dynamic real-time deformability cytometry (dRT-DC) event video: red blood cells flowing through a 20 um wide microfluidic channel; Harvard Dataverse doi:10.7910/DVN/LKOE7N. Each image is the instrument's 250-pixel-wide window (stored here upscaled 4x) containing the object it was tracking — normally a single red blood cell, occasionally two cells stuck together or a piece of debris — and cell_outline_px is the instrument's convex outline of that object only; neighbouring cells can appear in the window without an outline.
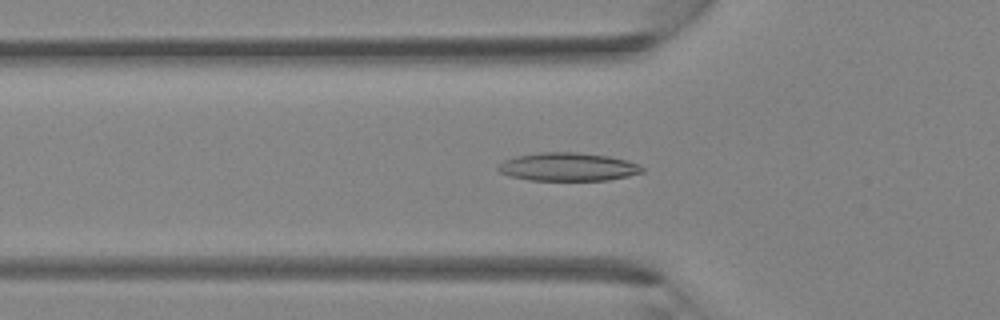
{"species": "Egyptian fruit bat (a non-hibernating species)", "species_latin": "Rousettus aegyptiacus", "temperature_condition": "room temperature", "stored_images_in_passage": 39, "camera_frame_rate_fps": 3000, "um_per_image_px": 0.085, "animal": {"sex": "female"}, "frame": {"image": 1, "passage_image": 13, "time_ms": 4.0, "image_size_px": [1000, 320], "cell_outline_px": [[644, 172], [628, 176], [608, 180], [528, 180], [508, 176], [500, 172], [496, 168], [504, 160], [516, 156], [540, 152], [576, 152], [608, 156], [628, 160], [640, 164], [644, 168]], "centroid_in_image_um": [48.29, 14.18], "position_along_channel_um": 77.5, "area_um2": 23.87}}
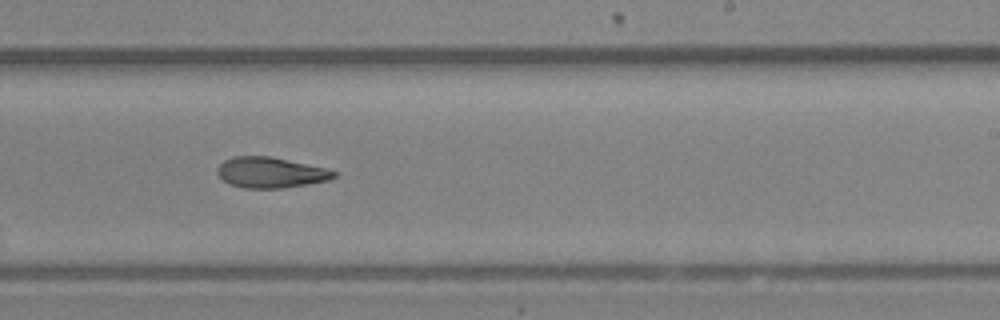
{"frame": {"image": 2, "passage_image": 24, "time_ms": 7.667, "image_size_px": [1000, 320], "cell_outline_px": [[336, 176], [328, 180], [308, 184], [280, 188], [244, 188], [228, 184], [216, 172], [216, 168], [224, 160], [232, 156], [268, 156], [324, 168], [336, 172]], "centroid_in_image_um": [22.94, 14.67], "position_along_channel_um": 266.1, "area_um2": 20.58}}
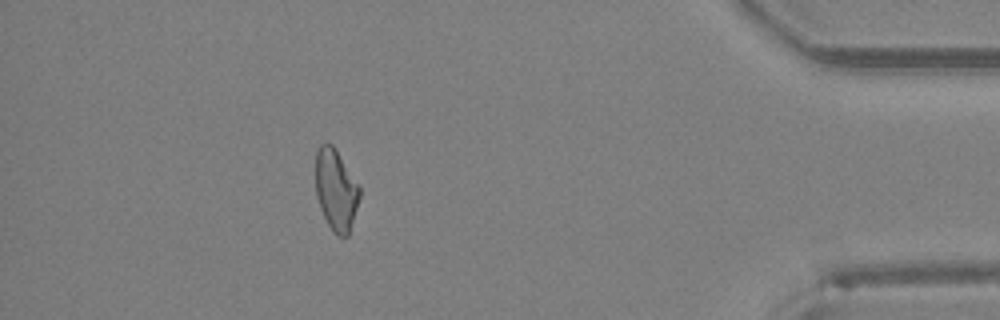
{"frame": {"image": 3, "passage_image": 35, "time_ms": 11.333, "image_size_px": [1000, 320], "cell_outline_px": [[360, 196], [348, 236], [336, 236], [332, 232], [320, 208], [316, 196], [316, 148], [320, 144], [332, 144], [360, 184]], "centroid_in_image_um": [28.56, 16.14], "position_along_channel_um": 406.6, "area_um2": 20.98}}